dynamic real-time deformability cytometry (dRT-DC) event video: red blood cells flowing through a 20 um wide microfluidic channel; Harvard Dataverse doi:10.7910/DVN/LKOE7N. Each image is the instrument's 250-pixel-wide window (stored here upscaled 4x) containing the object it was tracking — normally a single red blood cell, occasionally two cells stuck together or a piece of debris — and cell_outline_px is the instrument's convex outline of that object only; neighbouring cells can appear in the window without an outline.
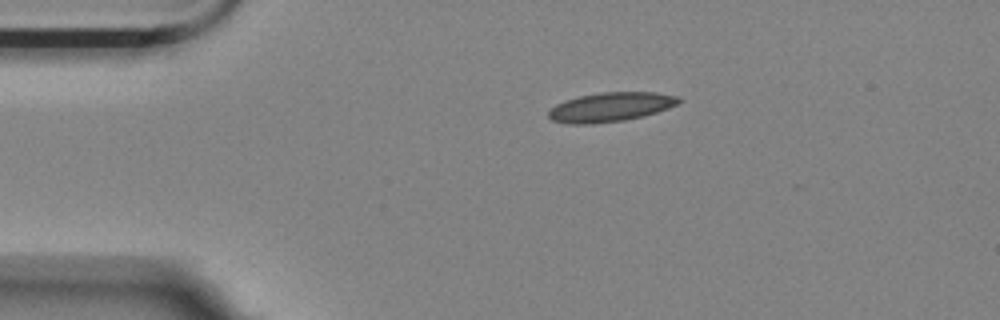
{"species": "Egyptian fruit bat (a non-hibernating species)", "species_latin": "Rousettus aegyptiacus", "temperature_condition": "room temperature", "stored_images_in_passage": 8, "camera_frame_rate_fps": 3000, "um_per_image_px": 0.085, "animal": {"sex": "female"}, "frame": {"image": 1, "passage_image": 1, "time_ms": 0.0, "image_size_px": [1000, 320], "cell_outline_px": [[684, 100], [668, 108], [644, 116], [624, 120], [592, 124], [568, 124], [552, 120], [548, 116], [548, 112], [556, 104], [564, 100], [580, 96], [600, 92], [656, 92], [680, 96]], "centroid_in_image_um": [51.92, 9.09], "position_along_channel_um": 33.1, "area_um2": 22.31}}
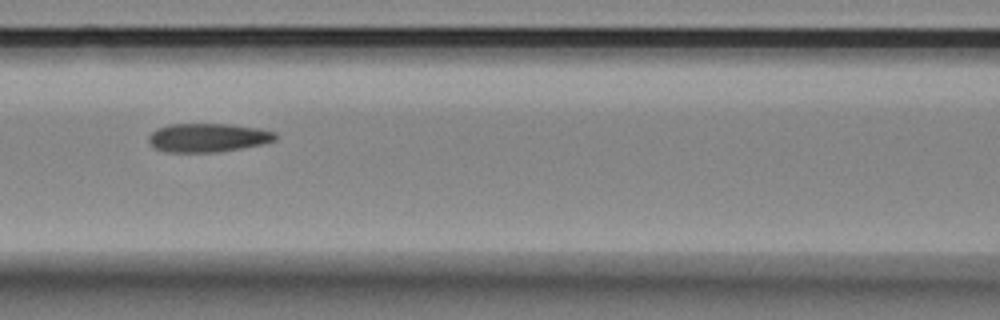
{"frame": {"image": 2, "passage_image": 5, "time_ms": 4.333, "image_size_px": [1000, 320], "cell_outline_px": [[276, 140], [264, 144], [220, 152], [164, 152], [152, 148], [148, 144], [148, 136], [156, 128], [168, 124], [232, 124], [260, 128], [276, 132]], "centroid_in_image_um": [17.64, 11.7], "position_along_channel_um": 149.0, "area_um2": 21.68}}
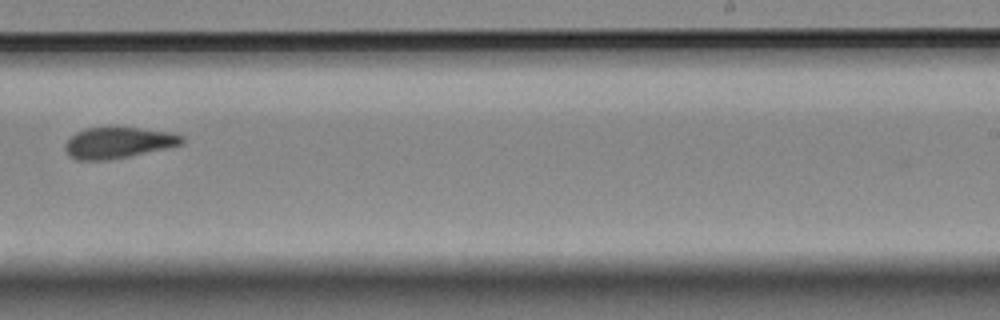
{"frame": {"image": 3, "passage_image": 8, "time_ms": 8.0, "image_size_px": [1000, 320], "cell_outline_px": [[184, 144], [168, 148], [108, 160], [76, 160], [64, 148], [64, 144], [76, 132], [84, 128], [140, 128], [172, 132], [184, 136]], "centroid_in_image_um": [10.09, 12.13], "position_along_channel_um": 278.9, "area_um2": 21.04}}